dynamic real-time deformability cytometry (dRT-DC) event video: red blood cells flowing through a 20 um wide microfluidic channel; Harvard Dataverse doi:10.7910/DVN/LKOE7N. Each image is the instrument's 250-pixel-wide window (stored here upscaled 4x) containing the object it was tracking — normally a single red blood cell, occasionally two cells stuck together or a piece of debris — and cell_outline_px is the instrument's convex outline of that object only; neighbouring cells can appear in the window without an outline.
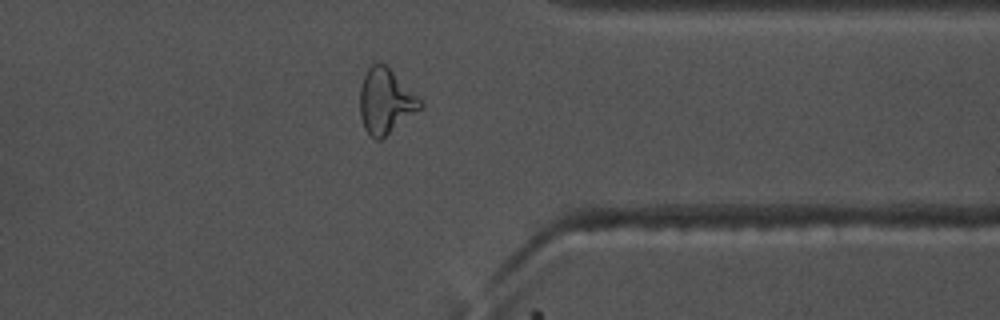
{"species": "common noctule bat (a hibernating species)", "species_latin": "Nyctalus noctula", "temperature_condition": "warm", "stored_images_in_passage": 36, "camera_frame_rate_fps": 3000, "um_per_image_px": 0.085, "animal": {"sex": "male", "body_mass_g": 17.5, "forearm_length_mm": 52.3}, "frame": {"image": 1, "passage_image": 26, "time_ms": 8.333, "image_size_px": [1000, 320], "cell_outline_px": [[424, 104], [420, 108], [380, 140], [376, 140], [364, 128], [360, 116], [360, 88], [364, 76], [368, 68], [372, 64], [384, 64], [420, 96]], "centroid_in_image_um": [32.78, 8.59], "position_along_channel_um": 378.6, "area_um2": 22.48}}